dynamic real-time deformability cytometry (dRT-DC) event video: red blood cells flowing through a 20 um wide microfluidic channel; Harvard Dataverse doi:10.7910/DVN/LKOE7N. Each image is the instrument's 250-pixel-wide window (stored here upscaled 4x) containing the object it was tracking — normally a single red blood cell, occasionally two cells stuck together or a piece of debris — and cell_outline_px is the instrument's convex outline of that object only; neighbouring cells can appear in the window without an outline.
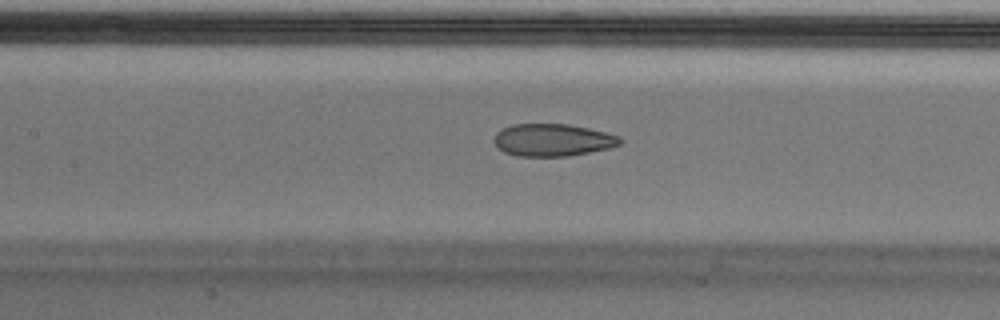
{"species": "Egyptian fruit bat (a non-hibernating species)", "species_latin": "Rousettus aegyptiacus", "temperature_condition": "cold", "stored_images_in_passage": 53, "camera_frame_rate_fps": 3000, "um_per_image_px": 0.085, "animal": {"sex": "male"}, "frame": {"image": 1, "passage_image": 24, "time_ms": 7.667, "image_size_px": [1000, 320], "cell_outline_px": [[624, 140], [620, 144], [608, 148], [568, 156], [516, 156], [504, 152], [492, 140], [496, 132], [512, 124], [568, 124], [588, 128], [620, 136]], "centroid_in_image_um": [46.96, 11.9], "position_along_channel_um": 160.4, "area_um2": 23.7}}
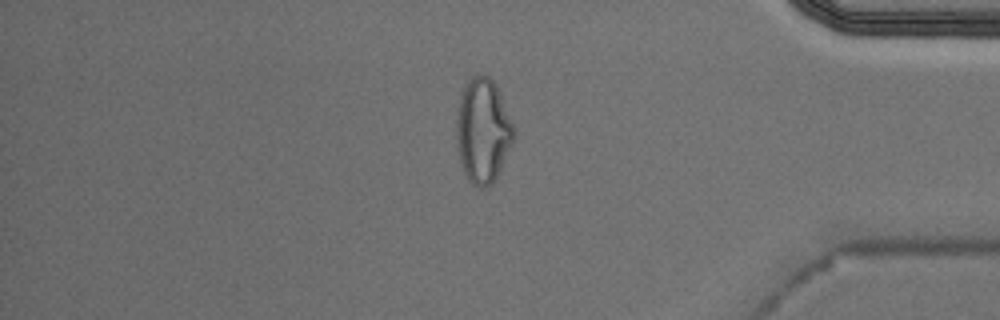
{"frame": {"image": 2, "passage_image": 45, "time_ms": 14.667, "image_size_px": [1000, 320], "cell_outline_px": [[516, 136], [492, 184], [484, 188], [476, 188], [468, 180], [464, 172], [460, 160], [456, 144], [456, 116], [460, 96], [468, 80], [472, 76], [488, 76], [496, 84], [500, 92], [516, 132]], "centroid_in_image_um": [41.04, 11.13], "position_along_channel_um": 394.2, "area_um2": 34.97}, "authors_computed_cell_mechanics": {"area_um2": 25.2586, "velocity_mm_per_s": 3.7307, "shape_relaxation_time_tau1_ms": null, "shape_relaxation_time_tau2_ms": 1.8986, "deformation_change_tau1": null, "deformation_change_tau2": 0.096}}